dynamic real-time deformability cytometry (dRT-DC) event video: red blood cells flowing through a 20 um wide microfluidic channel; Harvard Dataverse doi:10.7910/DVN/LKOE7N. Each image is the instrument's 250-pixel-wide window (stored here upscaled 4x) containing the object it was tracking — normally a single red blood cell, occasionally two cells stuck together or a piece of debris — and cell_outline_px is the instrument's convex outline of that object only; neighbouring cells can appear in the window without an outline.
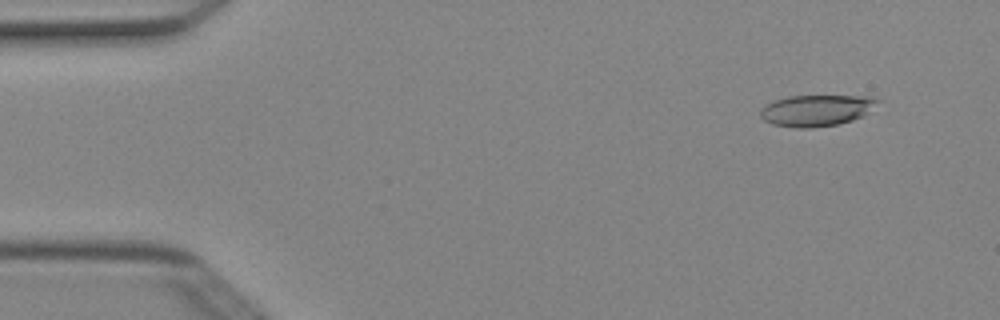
{"species": "Egyptian fruit bat (a non-hibernating species)", "species_latin": "Rousettus aegyptiacus", "temperature_condition": "cold", "stored_images_in_passage": 7, "camera_frame_rate_fps": 3000, "um_per_image_px": 0.085, "animal": {"sex": "female"}, "frame": {"image": 1, "passage_image": 2, "time_ms": 0.333, "image_size_px": [1000, 320], "cell_outline_px": [[880, 100], [864, 116], [852, 120], [836, 124], [812, 128], [796, 128], [772, 124], [764, 120], [760, 116], [760, 108], [764, 104], [772, 100], [788, 96], [876, 96]], "centroid_in_image_um": [69.36, 9.37], "position_along_channel_um": 15.6, "area_um2": 21.62}}
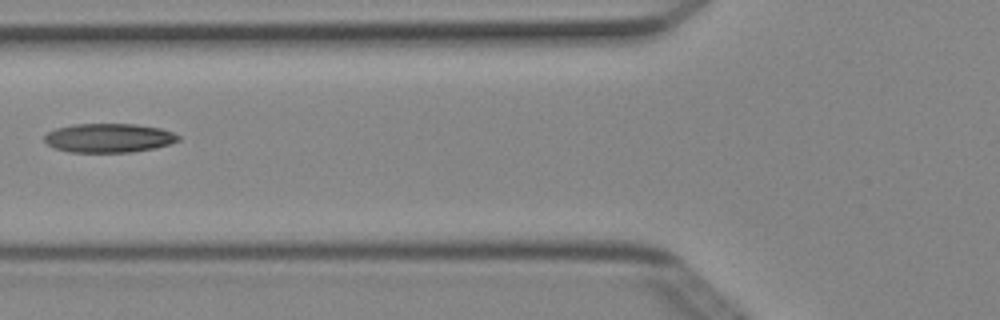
{"frame": {"image": 2, "passage_image": 6, "time_ms": 1.667, "image_size_px": [1000, 320], "cell_outline_px": [[180, 140], [172, 144], [156, 148], [132, 152], [68, 152], [52, 148], [44, 140], [44, 136], [48, 132], [56, 128], [72, 124], [136, 124], [160, 128], [172, 132], [180, 136]], "centroid_in_image_um": [9.25, 11.73], "position_along_channel_um": 116.5, "area_um2": 22.89}}
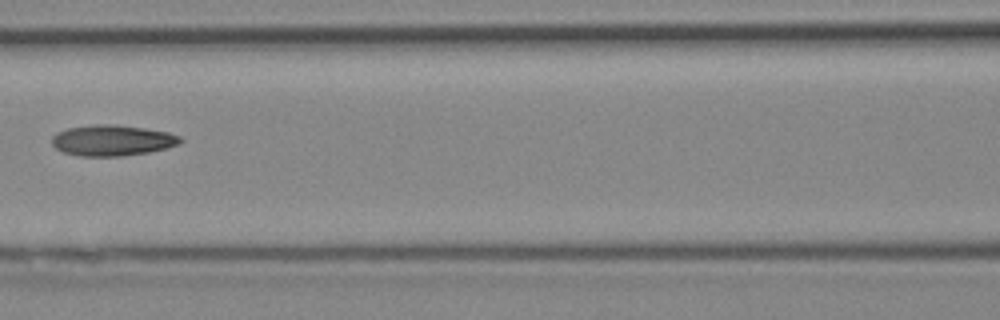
{"frame": {"image": 3, "passage_image": 7, "time_ms": 2.0, "image_size_px": [1000, 320], "cell_outline_px": [[184, 140], [180, 144], [148, 152], [120, 156], [80, 156], [64, 152], [56, 148], [52, 144], [52, 136], [56, 132], [68, 128], [96, 124], [116, 124], [144, 128], [168, 132], [180, 136]], "centroid_in_image_um": [9.54, 11.92], "position_along_channel_um": 157.1, "area_um2": 23.06}}